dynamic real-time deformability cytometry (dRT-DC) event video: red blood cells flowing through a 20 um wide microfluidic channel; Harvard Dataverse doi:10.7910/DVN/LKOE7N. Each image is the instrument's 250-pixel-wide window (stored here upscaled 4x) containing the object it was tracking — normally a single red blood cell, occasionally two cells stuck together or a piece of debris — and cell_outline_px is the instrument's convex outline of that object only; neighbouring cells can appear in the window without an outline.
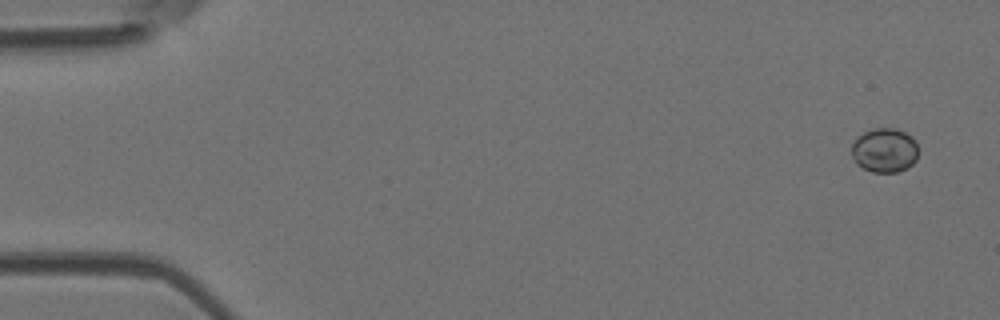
{"species": "Egyptian fruit bat (a non-hibernating species)", "species_latin": "Rousettus aegyptiacus", "temperature_condition": "room temperature", "stored_images_in_passage": 9, "camera_frame_rate_fps": 3000, "um_per_image_px": 0.085, "animal": {"sex": "female"}, "frame": {"image": 1, "passage_image": 1, "time_ms": 0.0, "image_size_px": [1000, 320], "cell_outline_px": [[916, 160], [908, 168], [896, 172], [872, 172], [856, 164], [852, 156], [852, 144], [856, 136], [872, 128], [896, 128], [912, 136], [916, 140]], "centroid_in_image_um": [75.17, 12.76], "position_along_channel_um": 9.8, "area_um2": 17.34}}
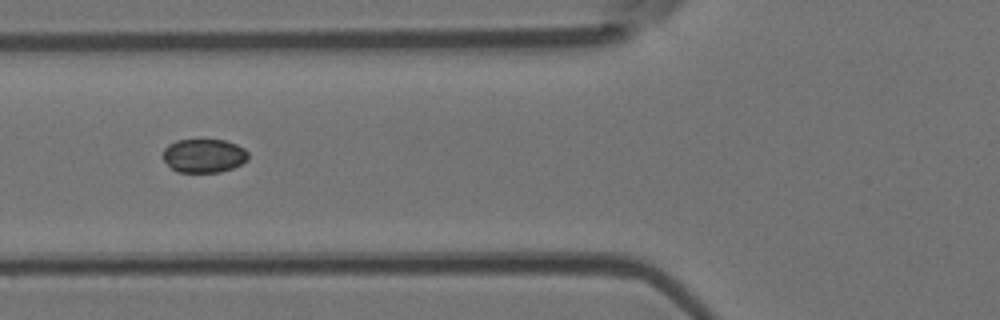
{"frame": {"image": 2, "passage_image": 6, "time_ms": 6.0, "image_size_px": [1000, 320], "cell_outline_px": [[248, 160], [232, 168], [220, 172], [176, 172], [164, 160], [164, 148], [168, 144], [176, 140], [224, 140], [236, 144], [244, 148], [248, 152]], "centroid_in_image_um": [17.34, 13.23], "position_along_channel_um": 108.5, "area_um2": 16.7}}
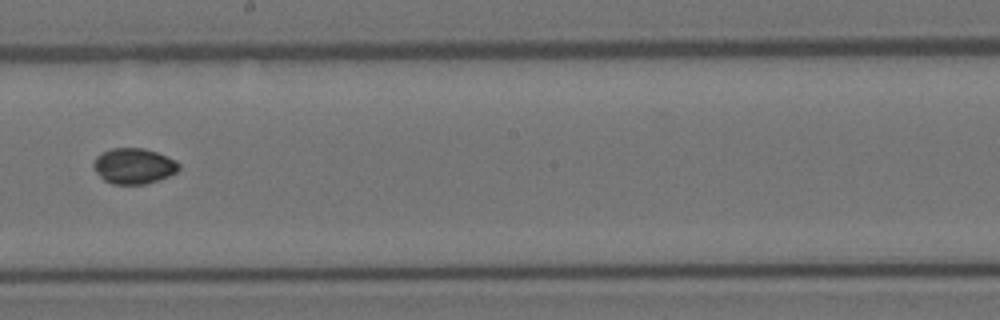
{"frame": {"image": 3, "passage_image": 9, "time_ms": 9.333, "image_size_px": [1000, 320], "cell_outline_px": [[180, 168], [176, 172], [168, 176], [144, 184], [112, 184], [104, 180], [92, 168], [92, 164], [96, 156], [100, 152], [112, 148], [144, 148], [168, 156], [176, 160], [180, 164]], "centroid_in_image_um": [11.35, 14.1], "position_along_channel_um": 236.9, "area_um2": 17.86}}